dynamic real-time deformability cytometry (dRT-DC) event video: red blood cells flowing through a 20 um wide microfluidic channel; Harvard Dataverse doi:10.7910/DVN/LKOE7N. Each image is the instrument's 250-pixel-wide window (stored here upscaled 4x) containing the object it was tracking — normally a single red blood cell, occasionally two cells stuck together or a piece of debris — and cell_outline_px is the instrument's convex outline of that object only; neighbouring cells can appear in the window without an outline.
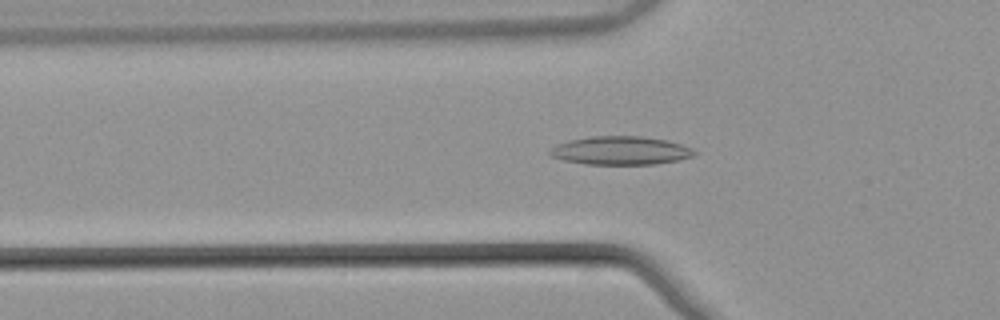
{"species": "common noctule bat (a hibernating species)", "species_latin": "Nyctalus noctula", "temperature_condition": "warm", "stored_images_in_passage": 42, "camera_frame_rate_fps": 3000, "um_per_image_px": 0.085, "animal": {"sex": "male", "body_mass_g": 21.5, "forearm_length_mm": 52.0}, "frame": {"image": 1, "passage_image": 7, "time_ms": 2.0, "image_size_px": [1000, 320], "cell_outline_px": [[696, 156], [680, 160], [656, 164], [584, 164], [564, 160], [552, 156], [548, 152], [556, 144], [568, 140], [588, 136], [640, 136], [668, 140], [692, 148], [696, 152]], "centroid_in_image_um": [52.77, 12.79], "position_along_channel_um": 73.0, "area_um2": 24.1}}
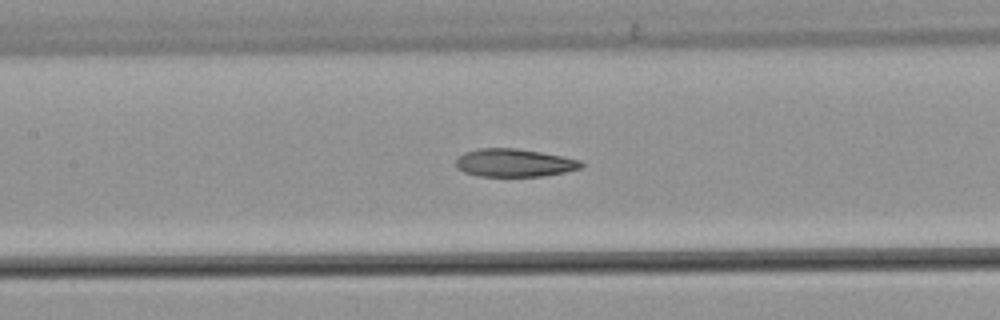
{"frame": {"image": 2, "passage_image": 14, "time_ms": 4.333, "image_size_px": [1000, 320], "cell_outline_px": [[584, 164], [580, 168], [564, 172], [544, 176], [480, 176], [464, 172], [456, 168], [456, 160], [464, 152], [480, 148], [516, 148], [564, 156], [580, 160]], "centroid_in_image_um": [43.71, 13.84], "position_along_channel_um": 163.7, "area_um2": 20.4}}
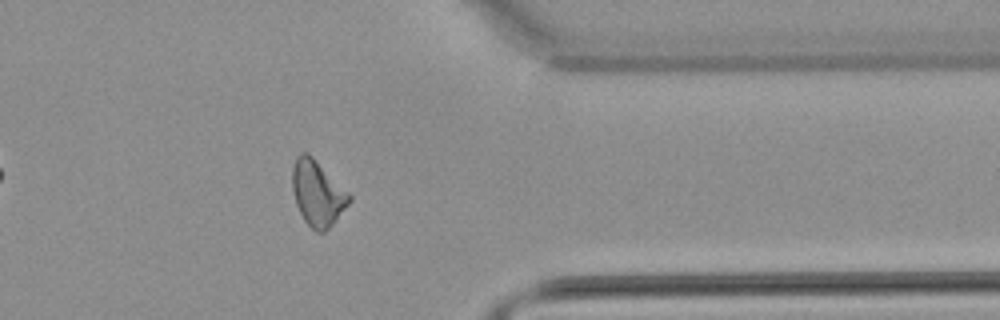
{"frame": {"image": 3, "passage_image": 32, "time_ms": 10.333, "image_size_px": [1000, 320], "cell_outline_px": [[352, 200], [336, 220], [324, 232], [316, 232], [304, 220], [296, 204], [292, 188], [292, 168], [296, 156], [300, 152], [308, 152], [352, 196]], "centroid_in_image_um": [26.98, 16.41], "position_along_channel_um": 384.4, "area_um2": 21.56}, "authors_computed_cell_mechanics": {"area_um2": 21.1259, "velocity_mm_per_s": 3.8649, "shape_relaxation_time_tau1_ms": null, "shape_relaxation_time_tau2_ms": 3.3982, "deformation_change_tau1": null, "deformation_change_tau2": 0.1151}}